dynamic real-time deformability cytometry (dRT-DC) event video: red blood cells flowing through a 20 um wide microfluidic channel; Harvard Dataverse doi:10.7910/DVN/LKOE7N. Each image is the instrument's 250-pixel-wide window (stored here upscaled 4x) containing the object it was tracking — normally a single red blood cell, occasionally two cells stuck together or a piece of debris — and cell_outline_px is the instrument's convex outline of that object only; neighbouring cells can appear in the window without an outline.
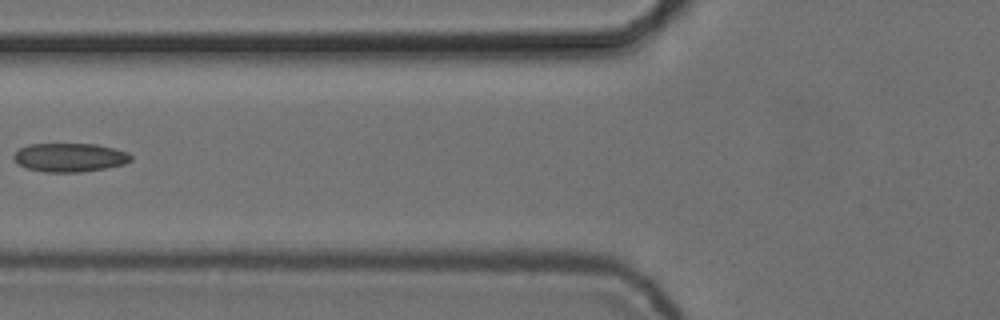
{"species": "common noctule bat (a hibernating species)", "species_latin": "Nyctalus noctula", "temperature_condition": "cold", "stored_images_in_passage": 5, "camera_frame_rate_fps": 3000, "um_per_image_px": 0.085, "animal": {"sex": "female", "body_mass_g": 24.6, "forearm_length_mm": 56.2}, "frame": {"image": 1, "passage_image": 5, "time_ms": 1.333, "image_size_px": [1000, 320], "cell_outline_px": [[132, 160], [124, 164], [104, 168], [80, 172], [44, 172], [28, 168], [20, 164], [12, 156], [20, 148], [28, 144], [96, 144], [128, 152], [132, 156]], "centroid_in_image_um": [5.94, 13.38], "position_along_channel_um": 119.9, "area_um2": 19.42}}